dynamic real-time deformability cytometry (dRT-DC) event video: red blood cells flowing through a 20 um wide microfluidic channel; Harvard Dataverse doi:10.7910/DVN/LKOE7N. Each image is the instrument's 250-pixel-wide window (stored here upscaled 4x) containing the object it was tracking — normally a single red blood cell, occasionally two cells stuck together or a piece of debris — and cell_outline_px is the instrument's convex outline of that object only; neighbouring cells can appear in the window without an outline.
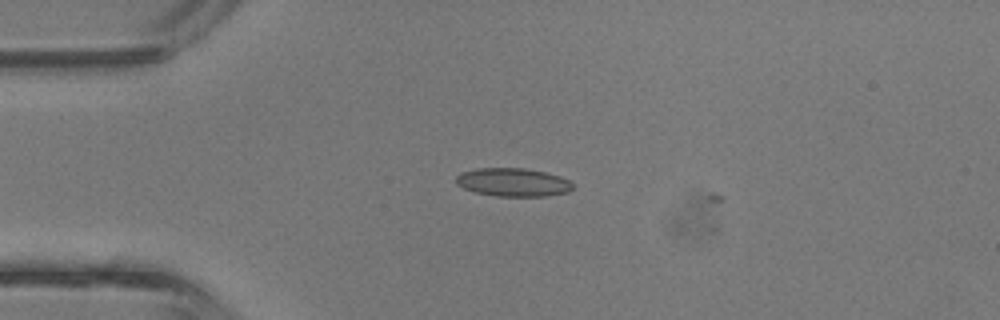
{"species": "common noctule bat (a hibernating species)", "species_latin": "Nyctalus noctula", "temperature_condition": "room temperature", "stored_images_in_passage": 3, "camera_frame_rate_fps": 3000, "um_per_image_px": 0.085, "animal": {"sex": "male", "body_mass_g": 13.3}, "frame": {"image": 1, "passage_image": 1, "time_ms": 0.0, "image_size_px": [1000, 320], "cell_outline_px": [[572, 188], [568, 192], [548, 196], [496, 196], [476, 192], [464, 188], [456, 184], [456, 176], [460, 172], [476, 168], [524, 168], [544, 172], [560, 176], [568, 180], [572, 184]], "centroid_in_image_um": [43.58, 15.49], "position_along_channel_um": 41.4, "area_um2": 19.25}}